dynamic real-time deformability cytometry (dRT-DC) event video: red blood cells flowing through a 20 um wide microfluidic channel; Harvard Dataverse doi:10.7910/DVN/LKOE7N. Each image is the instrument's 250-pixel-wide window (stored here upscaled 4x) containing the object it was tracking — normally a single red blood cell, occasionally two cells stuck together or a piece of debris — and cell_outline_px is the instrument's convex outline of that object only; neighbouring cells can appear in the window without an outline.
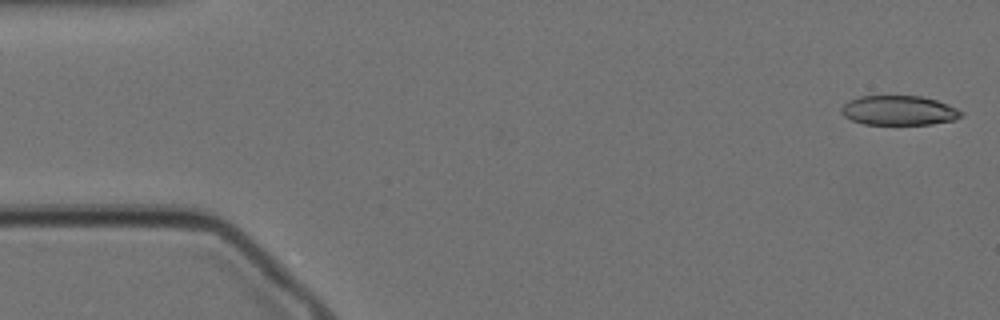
{"species": "Egyptian fruit bat (a non-hibernating species)", "species_latin": "Rousettus aegyptiacus", "temperature_condition": "cold", "stored_images_in_passage": 20, "camera_frame_rate_fps": 3000, "um_per_image_px": 0.085, "animal": {"sex": "female"}, "frame": {"image": 1, "passage_image": 1, "time_ms": 0.0, "image_size_px": [1000, 320], "cell_outline_px": [[964, 112], [956, 120], [932, 124], [864, 124], [852, 120], [844, 116], [840, 112], [840, 108], [848, 100], [860, 96], [920, 96], [936, 100], [948, 104]], "centroid_in_image_um": [76.39, 9.39], "position_along_channel_um": 8.6, "area_um2": 20.69}}
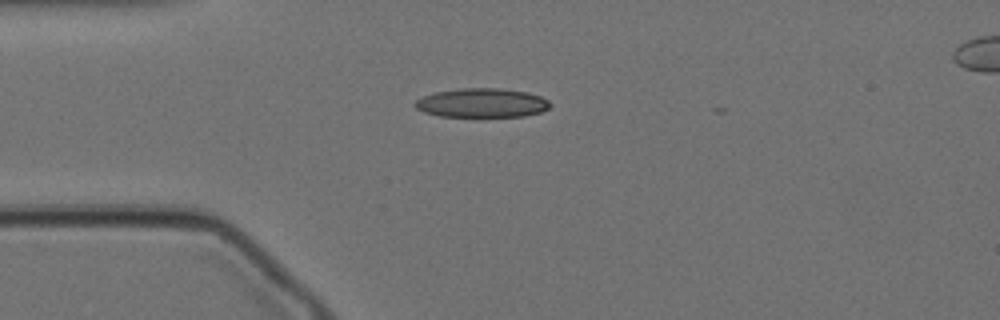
{"frame": {"image": 2, "passage_image": 13, "time_ms": 4.0, "image_size_px": [1000, 320], "cell_outline_px": [[552, 104], [548, 108], [540, 112], [524, 116], [480, 120], [476, 120], [440, 116], [424, 112], [416, 108], [412, 104], [416, 100], [424, 96], [436, 92], [460, 88], [500, 88], [528, 92], [540, 96], [548, 100]], "centroid_in_image_um": [40.96, 8.8], "position_along_channel_um": 44.0, "area_um2": 24.1}}
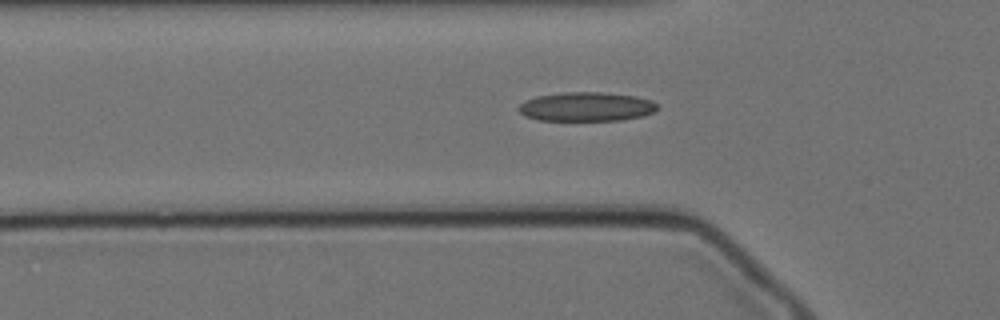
{"frame": {"image": 3, "passage_image": 17, "time_ms": 5.333, "image_size_px": [1000, 320], "cell_outline_px": [[660, 108], [656, 112], [640, 116], [620, 120], [536, 120], [524, 116], [516, 108], [524, 100], [536, 96], [564, 92], [604, 92], [636, 96], [652, 100]], "centroid_in_image_um": [49.83, 9.06], "position_along_channel_um": 76.0, "area_um2": 23.76}}